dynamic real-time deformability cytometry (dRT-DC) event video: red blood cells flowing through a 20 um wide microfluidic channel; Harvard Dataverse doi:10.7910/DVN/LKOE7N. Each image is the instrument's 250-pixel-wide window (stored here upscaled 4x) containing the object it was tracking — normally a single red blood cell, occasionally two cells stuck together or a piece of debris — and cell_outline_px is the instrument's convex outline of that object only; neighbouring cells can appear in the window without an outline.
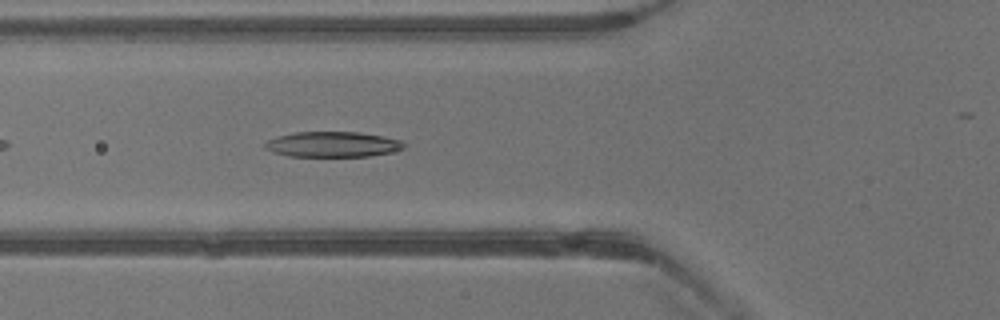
{"species": "common noctule bat (a hibernating species)", "species_latin": "Nyctalus noctula", "temperature_condition": "warm", "stored_images_in_passage": 25, "camera_frame_rate_fps": 3000, "um_per_image_px": 0.085, "animal": {"sex": "male", "body_mass_g": 13.3}, "frame": {"image": 1, "passage_image": 4, "time_ms": 1.0, "image_size_px": [1000, 320], "cell_outline_px": [[404, 148], [388, 152], [368, 156], [288, 156], [272, 152], [264, 148], [260, 144], [268, 140], [280, 136], [296, 132], [360, 132], [384, 136], [400, 140], [404, 144]], "centroid_in_image_um": [28.22, 12.27], "position_along_channel_um": 97.6, "area_um2": 20.46}}
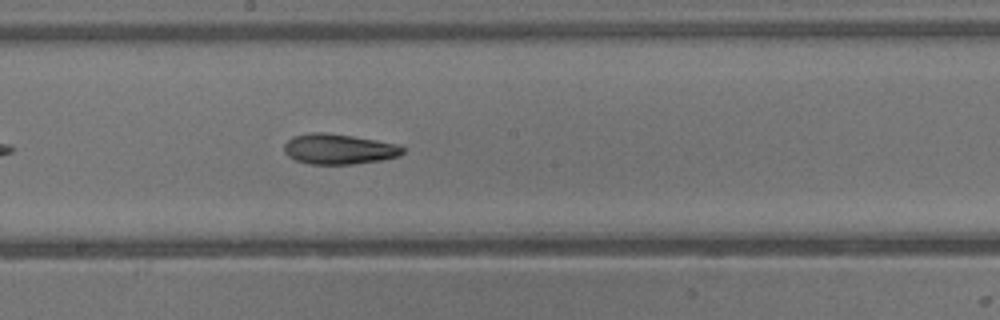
{"frame": {"image": 2, "passage_image": 11, "time_ms": 3.333, "image_size_px": [1000, 320], "cell_outline_px": [[404, 152], [400, 156], [380, 160], [352, 164], [312, 164], [296, 160], [288, 156], [284, 152], [284, 144], [292, 136], [312, 132], [324, 132], [352, 136], [400, 144], [404, 148]], "centroid_in_image_um": [28.81, 12.66], "position_along_channel_um": 219.4, "area_um2": 20.98}}
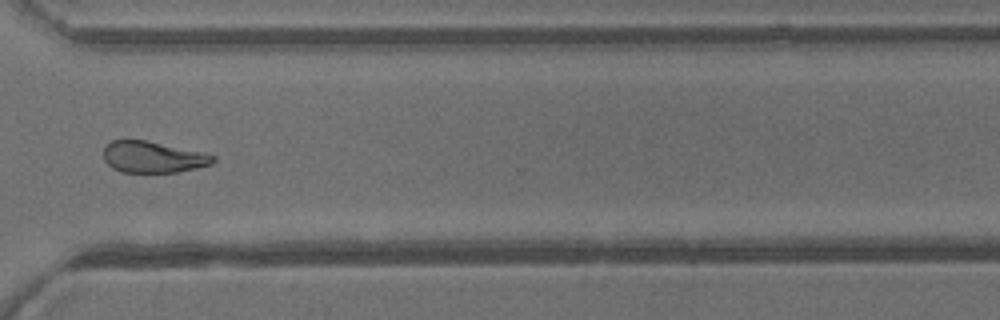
{"frame": {"image": 3, "passage_image": 19, "time_ms": 6.0, "image_size_px": [1000, 320], "cell_outline_px": [[216, 160], [212, 164], [196, 168], [176, 172], [120, 172], [112, 168], [104, 160], [104, 148], [112, 140], [144, 140], [200, 152], [216, 156]], "centroid_in_image_um": [12.98, 13.36], "position_along_channel_um": 357.6, "area_um2": 19.77}}